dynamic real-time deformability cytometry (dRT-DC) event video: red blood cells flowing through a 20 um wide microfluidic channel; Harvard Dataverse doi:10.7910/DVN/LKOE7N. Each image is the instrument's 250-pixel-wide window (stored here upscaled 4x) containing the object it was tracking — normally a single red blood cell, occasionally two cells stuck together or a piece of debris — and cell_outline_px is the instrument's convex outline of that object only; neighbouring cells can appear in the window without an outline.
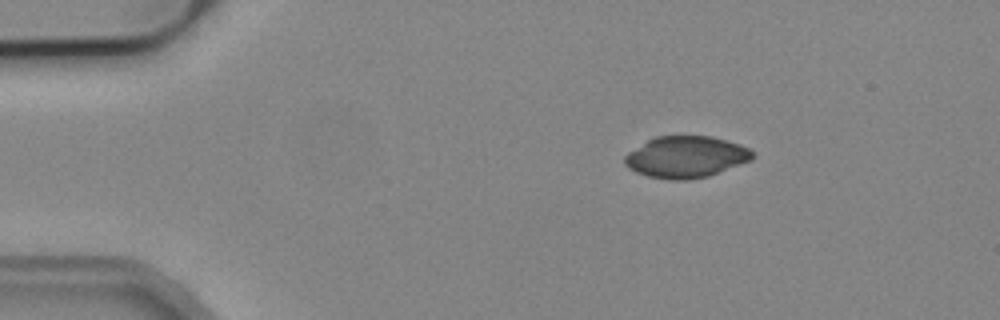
{"species": "common noctule bat (a hibernating species)", "species_latin": "Nyctalus noctula", "temperature_condition": "cold", "stored_images_in_passage": 45, "camera_frame_rate_fps": 3000, "um_per_image_px": 0.085, "animal": {"sex": "male", "body_mass_g": 19.2, "forearm_length_mm": 51.8}, "frame": {"image": 1, "passage_image": 1, "time_ms": 0.0, "image_size_px": [1000, 320], "cell_outline_px": [[756, 156], [752, 160], [708, 176], [688, 180], [668, 180], [648, 176], [636, 172], [628, 168], [624, 164], [624, 156], [628, 152], [648, 140], [656, 136], [712, 136], [740, 144], [748, 148]], "centroid_in_image_um": [58.3, 13.34], "position_along_channel_um": 26.7, "area_um2": 31.04}}